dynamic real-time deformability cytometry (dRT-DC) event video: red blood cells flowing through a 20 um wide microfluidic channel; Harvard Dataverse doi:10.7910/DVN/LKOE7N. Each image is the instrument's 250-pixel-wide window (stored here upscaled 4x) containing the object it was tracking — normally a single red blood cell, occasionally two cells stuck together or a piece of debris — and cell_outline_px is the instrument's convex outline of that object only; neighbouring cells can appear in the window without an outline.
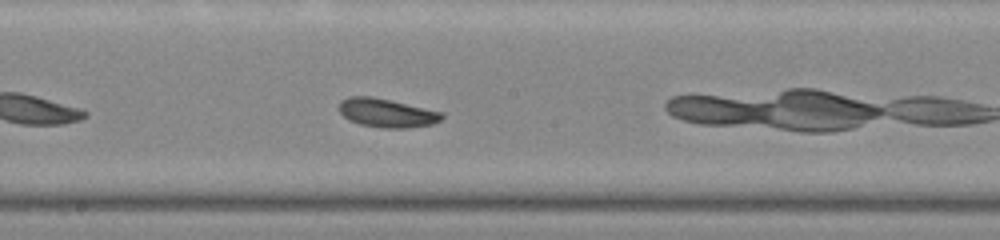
{"species": "common noctule bat (a hibernating species)", "species_latin": "Nyctalus noctula", "temperature_condition": "warm", "stored_images_in_passage": 24, "camera_frame_rate_fps": 3000, "um_per_image_px": 0.085, "animal": {"sex": "male", "body_mass_g": 20.0, "forearm_length_mm": 53.3}, "frame": {"image": 1, "passage_image": 11, "time_ms": 3.333, "image_size_px": [1000, 240], "cell_outline_px": [[444, 116], [440, 120], [432, 124], [408, 128], [384, 128], [360, 124], [348, 120], [340, 112], [340, 100], [348, 96], [372, 96], [444, 112]], "centroid_in_image_um": [32.88, 9.59], "position_along_channel_um": 215.3, "area_um2": 17.22}}